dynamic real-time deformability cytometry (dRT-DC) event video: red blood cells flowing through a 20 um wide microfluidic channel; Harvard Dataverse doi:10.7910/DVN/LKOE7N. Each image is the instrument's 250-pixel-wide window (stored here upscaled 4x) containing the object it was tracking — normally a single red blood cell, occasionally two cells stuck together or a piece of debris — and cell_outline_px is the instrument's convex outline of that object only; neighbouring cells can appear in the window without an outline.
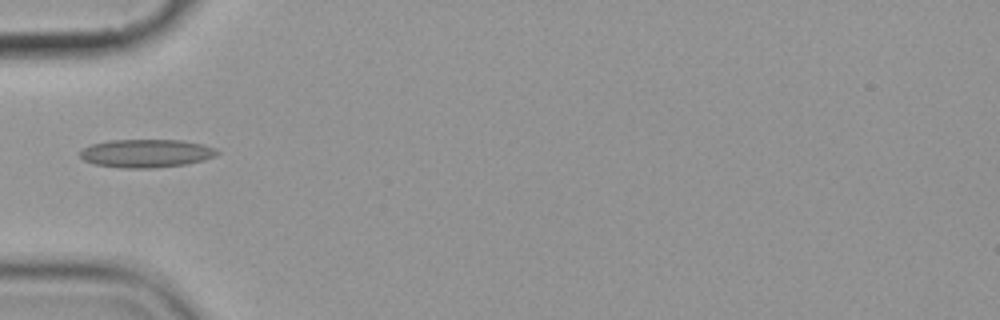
{"species": "common noctule bat (a hibernating species)", "species_latin": "Nyctalus noctula", "temperature_condition": "cold", "stored_images_in_passage": 5, "camera_frame_rate_fps": 3000, "um_per_image_px": 0.085, "animal": {"sex": "female", "body_mass_g": 19.9}, "frame": {"image": 1, "passage_image": 5, "time_ms": 4.333, "image_size_px": [1000, 320], "cell_outline_px": [[220, 152], [204, 160], [188, 164], [156, 168], [120, 168], [92, 164], [84, 160], [80, 156], [80, 152], [84, 148], [92, 144], [108, 140], [184, 140], [204, 144]], "centroid_in_image_um": [12.41, 13.04], "position_along_channel_um": 72.6, "area_um2": 22.66}}